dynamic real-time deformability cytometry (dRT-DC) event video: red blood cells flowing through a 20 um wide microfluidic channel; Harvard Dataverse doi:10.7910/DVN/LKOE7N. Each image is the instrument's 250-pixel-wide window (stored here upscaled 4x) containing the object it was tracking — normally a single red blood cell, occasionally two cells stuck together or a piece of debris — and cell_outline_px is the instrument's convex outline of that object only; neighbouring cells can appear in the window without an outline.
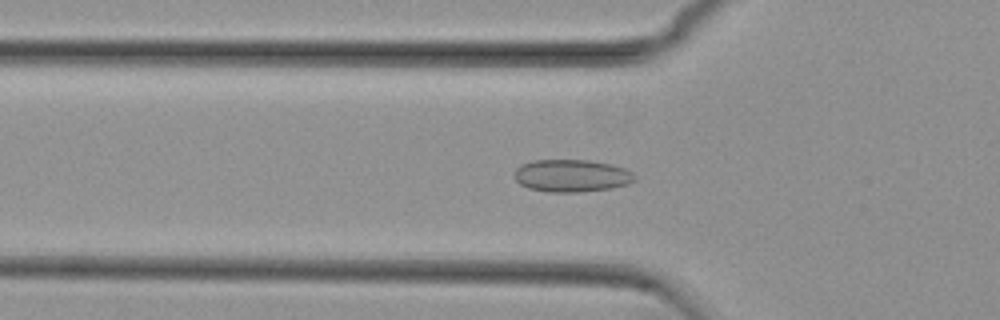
{"species": "common noctule bat (a hibernating species)", "species_latin": "Nyctalus noctula", "temperature_condition": "cold", "stored_images_in_passage": 48, "camera_frame_rate_fps": 3000, "um_per_image_px": 0.085, "animal": {"sex": "female", "body_mass_g": 29.2, "forearm_length_mm": 56.3}, "frame": {"image": 1, "passage_image": 14, "time_ms": 4.333, "image_size_px": [1000, 320], "cell_outline_px": [[636, 180], [628, 184], [612, 188], [576, 192], [548, 192], [528, 188], [520, 184], [512, 176], [512, 172], [520, 164], [532, 160], [588, 160], [612, 164], [624, 168], [632, 172], [636, 176]], "centroid_in_image_um": [48.55, 14.93], "position_along_channel_um": 77.2, "area_um2": 23.06}}
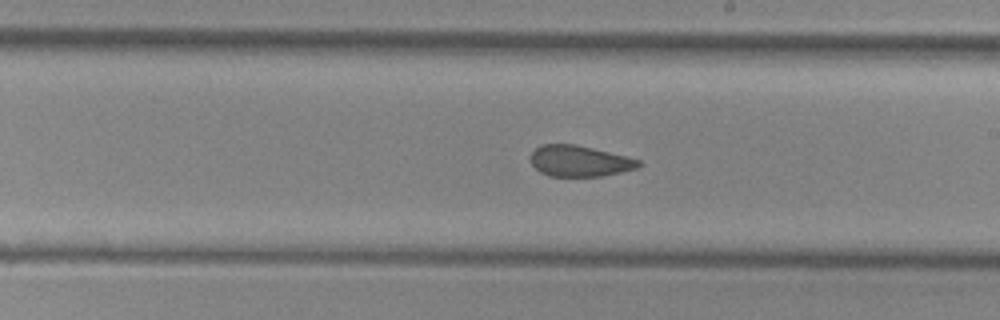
{"frame": {"image": 2, "passage_image": 27, "time_ms": 8.667, "image_size_px": [1000, 320], "cell_outline_px": [[644, 164], [636, 168], [620, 172], [600, 176], [548, 176], [540, 172], [532, 164], [528, 156], [540, 144], [572, 144], [592, 148], [640, 160]], "centroid_in_image_um": [49.21, 13.69], "position_along_channel_um": 239.8, "area_um2": 19.42}}
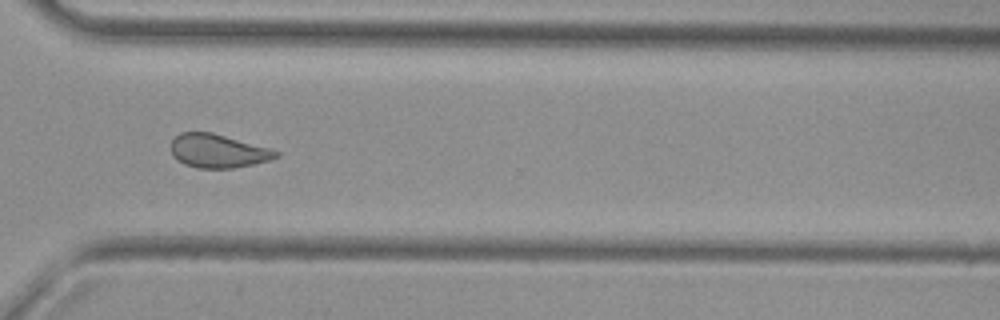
{"frame": {"image": 3, "passage_image": 36, "time_ms": 11.667, "image_size_px": [1000, 320], "cell_outline_px": [[280, 156], [268, 160], [252, 164], [232, 168], [196, 168], [184, 164], [176, 160], [172, 156], [172, 140], [180, 132], [212, 132], [268, 148], [280, 152]], "centroid_in_image_um": [18.49, 12.83], "position_along_channel_um": 352.1, "area_um2": 20.4}, "authors_computed_cell_mechanics": {"area_um2": 21.0392, "velocity_mm_per_s": 3.7389, "shape_relaxation_time_tau1_ms": null, "shape_relaxation_time_tau2_ms": 2.0258, "deformation_change_tau1": null, "deformation_change_tau2": 0.0726}}